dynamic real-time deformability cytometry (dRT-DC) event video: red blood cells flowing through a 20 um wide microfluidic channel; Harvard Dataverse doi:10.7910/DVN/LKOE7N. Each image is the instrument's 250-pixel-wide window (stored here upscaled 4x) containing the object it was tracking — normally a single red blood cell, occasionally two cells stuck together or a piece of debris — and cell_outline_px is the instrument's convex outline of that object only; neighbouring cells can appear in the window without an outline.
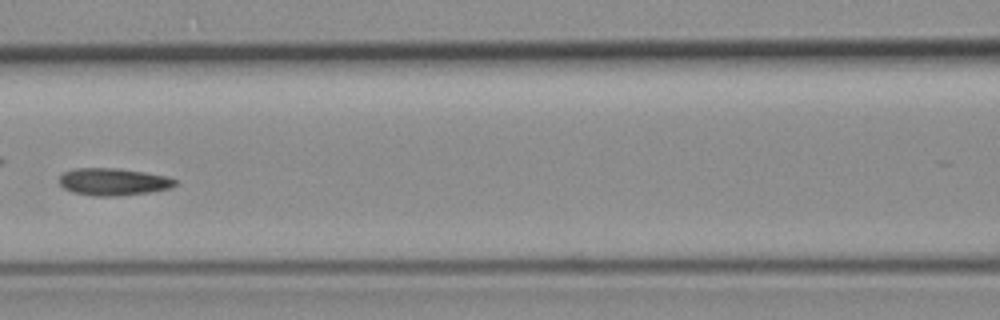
{"species": "common noctule bat (a hibernating species)", "species_latin": "Nyctalus noctula", "temperature_condition": "room temperature", "stored_images_in_passage": 7, "camera_frame_rate_fps": 3000, "um_per_image_px": 0.085, "animal": {"sex": "female", "body_mass_g": 19.3, "forearm_length_mm": 54.1}, "frame": {"image": 1, "passage_image": 6, "time_ms": 5.667, "image_size_px": [1000, 320], "cell_outline_px": [[176, 184], [172, 188], [148, 192], [116, 196], [92, 196], [72, 192], [64, 188], [60, 184], [60, 176], [64, 172], [72, 168], [120, 168], [168, 176], [176, 180]], "centroid_in_image_um": [9.63, 15.44], "position_along_channel_um": 157.0, "area_um2": 18.5}}
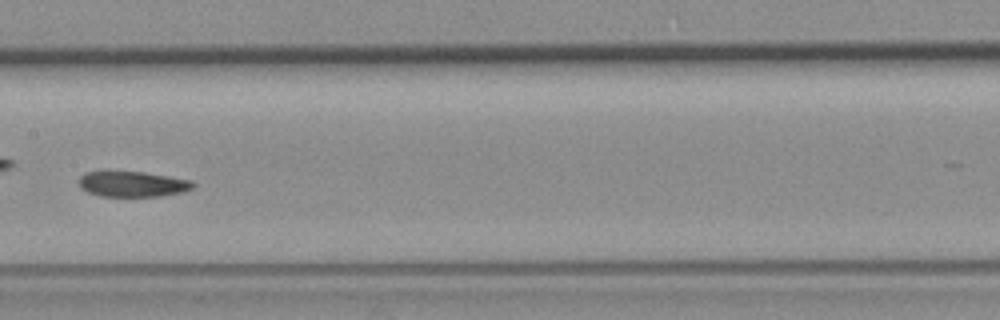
{"frame": {"image": 2, "passage_image": 7, "time_ms": 6.667, "image_size_px": [1000, 320], "cell_outline_px": [[196, 184], [192, 188], [184, 192], [160, 196], [100, 196], [88, 192], [80, 188], [76, 180], [84, 172], [100, 168], [108, 168], [144, 172], [192, 180]], "centroid_in_image_um": [11.15, 15.58], "position_along_channel_um": 196.3, "area_um2": 18.03}}